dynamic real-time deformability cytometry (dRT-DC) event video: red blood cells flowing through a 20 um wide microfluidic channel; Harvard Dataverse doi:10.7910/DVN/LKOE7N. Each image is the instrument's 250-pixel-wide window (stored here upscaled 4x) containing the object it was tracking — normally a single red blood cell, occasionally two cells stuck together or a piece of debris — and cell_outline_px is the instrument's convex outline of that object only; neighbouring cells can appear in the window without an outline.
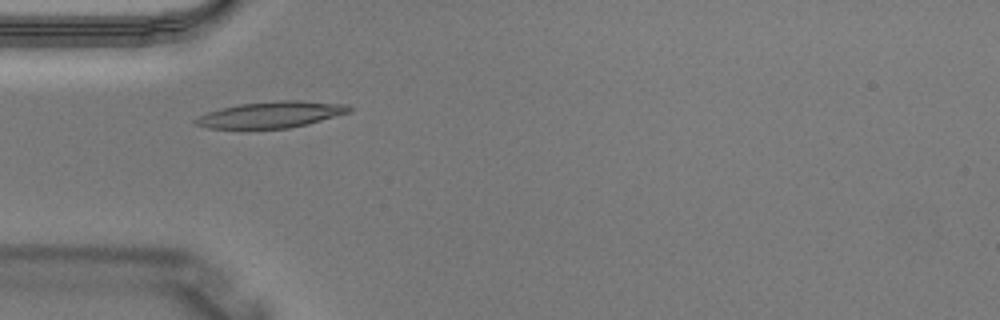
{"species": "Egyptian fruit bat (a non-hibernating species)", "species_latin": "Rousettus aegyptiacus", "temperature_condition": "warm", "stored_images_in_passage": 2, "camera_frame_rate_fps": 3000, "um_per_image_px": 0.085, "animal": {"sex": "male"}, "frame": {"image": 1, "passage_image": 2, "time_ms": 0.333, "image_size_px": [1000, 320], "cell_outline_px": [[356, 108], [352, 112], [308, 124], [288, 128], [208, 128], [192, 124], [192, 120], [208, 112], [220, 108], [240, 104], [276, 100], [300, 100], [348, 104]], "centroid_in_image_um": [23.11, 9.73], "position_along_channel_um": 61.9, "area_um2": 23.81}}